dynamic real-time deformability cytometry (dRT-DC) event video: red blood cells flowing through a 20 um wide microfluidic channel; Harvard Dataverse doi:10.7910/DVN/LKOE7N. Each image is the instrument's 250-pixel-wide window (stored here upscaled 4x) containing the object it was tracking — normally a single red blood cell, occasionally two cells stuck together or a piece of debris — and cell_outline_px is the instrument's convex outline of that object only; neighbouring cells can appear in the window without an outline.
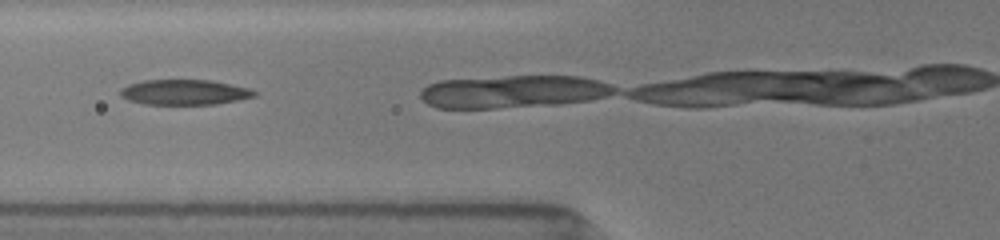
{"species": "common noctule bat (a hibernating species)", "species_latin": "Nyctalus noctula", "temperature_condition": "room temperature", "stored_images_in_passage": 10, "camera_frame_rate_fps": 3000, "um_per_image_px": 0.085, "animal": {"sex": "female", "body_mass_g": 19.5, "forearm_length_mm": 54.1}, "frame": {"image": 1, "passage_image": 4, "time_ms": 1.0, "image_size_px": [1000, 240], "cell_outline_px": [[256, 96], [216, 104], [144, 104], [128, 100], [120, 96], [120, 88], [128, 84], [144, 80], [212, 80], [252, 88], [256, 92]], "centroid_in_image_um": [15.68, 7.83], "position_along_channel_um": 110.1, "area_um2": 19.83}}